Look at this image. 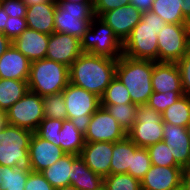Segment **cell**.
Segmentation results:
<instances>
[{"mask_svg": "<svg viewBox=\"0 0 190 190\" xmlns=\"http://www.w3.org/2000/svg\"><path fill=\"white\" fill-rule=\"evenodd\" d=\"M67 111V120H70L76 128L86 133L92 114L101 106L100 97L69 83L62 91Z\"/></svg>", "mask_w": 190, "mask_h": 190, "instance_id": "6", "label": "cell"}, {"mask_svg": "<svg viewBox=\"0 0 190 190\" xmlns=\"http://www.w3.org/2000/svg\"><path fill=\"white\" fill-rule=\"evenodd\" d=\"M127 136L125 130L109 111L100 106L93 114L84 134L85 142H110L114 143Z\"/></svg>", "mask_w": 190, "mask_h": 190, "instance_id": "12", "label": "cell"}, {"mask_svg": "<svg viewBox=\"0 0 190 190\" xmlns=\"http://www.w3.org/2000/svg\"><path fill=\"white\" fill-rule=\"evenodd\" d=\"M95 18L96 16L94 20H91L89 29L80 39L82 52L118 59L123 55V42L116 36L113 29L100 17H97L100 23V30L97 33H92V27L96 25L94 24L96 22Z\"/></svg>", "mask_w": 190, "mask_h": 190, "instance_id": "10", "label": "cell"}, {"mask_svg": "<svg viewBox=\"0 0 190 190\" xmlns=\"http://www.w3.org/2000/svg\"><path fill=\"white\" fill-rule=\"evenodd\" d=\"M163 141L168 145L175 162L182 169L190 167V139L186 127L164 122Z\"/></svg>", "mask_w": 190, "mask_h": 190, "instance_id": "16", "label": "cell"}, {"mask_svg": "<svg viewBox=\"0 0 190 190\" xmlns=\"http://www.w3.org/2000/svg\"><path fill=\"white\" fill-rule=\"evenodd\" d=\"M27 28L26 17H8L3 34L13 41Z\"/></svg>", "mask_w": 190, "mask_h": 190, "instance_id": "39", "label": "cell"}, {"mask_svg": "<svg viewBox=\"0 0 190 190\" xmlns=\"http://www.w3.org/2000/svg\"><path fill=\"white\" fill-rule=\"evenodd\" d=\"M57 2H93V0H56Z\"/></svg>", "mask_w": 190, "mask_h": 190, "instance_id": "51", "label": "cell"}, {"mask_svg": "<svg viewBox=\"0 0 190 190\" xmlns=\"http://www.w3.org/2000/svg\"><path fill=\"white\" fill-rule=\"evenodd\" d=\"M0 5L9 17H26L27 7L22 0H0Z\"/></svg>", "mask_w": 190, "mask_h": 190, "instance_id": "43", "label": "cell"}, {"mask_svg": "<svg viewBox=\"0 0 190 190\" xmlns=\"http://www.w3.org/2000/svg\"><path fill=\"white\" fill-rule=\"evenodd\" d=\"M7 124L6 112L0 110V132L4 129Z\"/></svg>", "mask_w": 190, "mask_h": 190, "instance_id": "50", "label": "cell"}, {"mask_svg": "<svg viewBox=\"0 0 190 190\" xmlns=\"http://www.w3.org/2000/svg\"><path fill=\"white\" fill-rule=\"evenodd\" d=\"M63 120L44 118L36 129L35 133L45 140L58 146L59 132L62 129Z\"/></svg>", "mask_w": 190, "mask_h": 190, "instance_id": "37", "label": "cell"}, {"mask_svg": "<svg viewBox=\"0 0 190 190\" xmlns=\"http://www.w3.org/2000/svg\"><path fill=\"white\" fill-rule=\"evenodd\" d=\"M72 154H64L57 162L40 173L55 188L70 185Z\"/></svg>", "mask_w": 190, "mask_h": 190, "instance_id": "25", "label": "cell"}, {"mask_svg": "<svg viewBox=\"0 0 190 190\" xmlns=\"http://www.w3.org/2000/svg\"><path fill=\"white\" fill-rule=\"evenodd\" d=\"M112 151L113 143L85 142L80 157L93 172L105 178L110 175Z\"/></svg>", "mask_w": 190, "mask_h": 190, "instance_id": "18", "label": "cell"}, {"mask_svg": "<svg viewBox=\"0 0 190 190\" xmlns=\"http://www.w3.org/2000/svg\"><path fill=\"white\" fill-rule=\"evenodd\" d=\"M176 65L180 71L184 94L190 96V51L176 62Z\"/></svg>", "mask_w": 190, "mask_h": 190, "instance_id": "40", "label": "cell"}, {"mask_svg": "<svg viewBox=\"0 0 190 190\" xmlns=\"http://www.w3.org/2000/svg\"><path fill=\"white\" fill-rule=\"evenodd\" d=\"M32 134L30 130L7 123L0 132V165L13 168L28 166Z\"/></svg>", "mask_w": 190, "mask_h": 190, "instance_id": "7", "label": "cell"}, {"mask_svg": "<svg viewBox=\"0 0 190 190\" xmlns=\"http://www.w3.org/2000/svg\"><path fill=\"white\" fill-rule=\"evenodd\" d=\"M27 82L29 91L42 97L61 93L70 83L69 67L47 58L33 61Z\"/></svg>", "mask_w": 190, "mask_h": 190, "instance_id": "4", "label": "cell"}, {"mask_svg": "<svg viewBox=\"0 0 190 190\" xmlns=\"http://www.w3.org/2000/svg\"><path fill=\"white\" fill-rule=\"evenodd\" d=\"M64 154L65 152L61 147L40 138L34 132L29 143L28 167L31 171L41 172L57 162Z\"/></svg>", "mask_w": 190, "mask_h": 190, "instance_id": "14", "label": "cell"}, {"mask_svg": "<svg viewBox=\"0 0 190 190\" xmlns=\"http://www.w3.org/2000/svg\"><path fill=\"white\" fill-rule=\"evenodd\" d=\"M103 187L105 190H141V182L127 173L110 174L104 178Z\"/></svg>", "mask_w": 190, "mask_h": 190, "instance_id": "34", "label": "cell"}, {"mask_svg": "<svg viewBox=\"0 0 190 190\" xmlns=\"http://www.w3.org/2000/svg\"><path fill=\"white\" fill-rule=\"evenodd\" d=\"M22 1L26 4V7L34 6L35 4H40V3L57 2L56 0H22Z\"/></svg>", "mask_w": 190, "mask_h": 190, "instance_id": "49", "label": "cell"}, {"mask_svg": "<svg viewBox=\"0 0 190 190\" xmlns=\"http://www.w3.org/2000/svg\"><path fill=\"white\" fill-rule=\"evenodd\" d=\"M136 146L127 136L113 143L110 174L128 173L129 168H132V155Z\"/></svg>", "mask_w": 190, "mask_h": 190, "instance_id": "24", "label": "cell"}, {"mask_svg": "<svg viewBox=\"0 0 190 190\" xmlns=\"http://www.w3.org/2000/svg\"><path fill=\"white\" fill-rule=\"evenodd\" d=\"M29 172L28 166L13 168L1 165V190H25Z\"/></svg>", "mask_w": 190, "mask_h": 190, "instance_id": "30", "label": "cell"}, {"mask_svg": "<svg viewBox=\"0 0 190 190\" xmlns=\"http://www.w3.org/2000/svg\"><path fill=\"white\" fill-rule=\"evenodd\" d=\"M84 144V134L70 120H63L62 129L58 137V146L66 154L80 155Z\"/></svg>", "mask_w": 190, "mask_h": 190, "instance_id": "27", "label": "cell"}, {"mask_svg": "<svg viewBox=\"0 0 190 190\" xmlns=\"http://www.w3.org/2000/svg\"><path fill=\"white\" fill-rule=\"evenodd\" d=\"M43 110L42 96L28 91L6 111L7 123L34 133L45 118Z\"/></svg>", "mask_w": 190, "mask_h": 190, "instance_id": "11", "label": "cell"}, {"mask_svg": "<svg viewBox=\"0 0 190 190\" xmlns=\"http://www.w3.org/2000/svg\"><path fill=\"white\" fill-rule=\"evenodd\" d=\"M42 100L45 118L67 120V111L62 92L45 95Z\"/></svg>", "mask_w": 190, "mask_h": 190, "instance_id": "33", "label": "cell"}, {"mask_svg": "<svg viewBox=\"0 0 190 190\" xmlns=\"http://www.w3.org/2000/svg\"><path fill=\"white\" fill-rule=\"evenodd\" d=\"M82 53L81 41L78 37L59 32L49 35L45 58L70 67Z\"/></svg>", "mask_w": 190, "mask_h": 190, "instance_id": "13", "label": "cell"}, {"mask_svg": "<svg viewBox=\"0 0 190 190\" xmlns=\"http://www.w3.org/2000/svg\"><path fill=\"white\" fill-rule=\"evenodd\" d=\"M154 0H130V4L140 12L151 11Z\"/></svg>", "mask_w": 190, "mask_h": 190, "instance_id": "44", "label": "cell"}, {"mask_svg": "<svg viewBox=\"0 0 190 190\" xmlns=\"http://www.w3.org/2000/svg\"><path fill=\"white\" fill-rule=\"evenodd\" d=\"M181 190H190V167L182 170Z\"/></svg>", "mask_w": 190, "mask_h": 190, "instance_id": "45", "label": "cell"}, {"mask_svg": "<svg viewBox=\"0 0 190 190\" xmlns=\"http://www.w3.org/2000/svg\"><path fill=\"white\" fill-rule=\"evenodd\" d=\"M93 2H57L55 32L81 39L94 19Z\"/></svg>", "mask_w": 190, "mask_h": 190, "instance_id": "5", "label": "cell"}, {"mask_svg": "<svg viewBox=\"0 0 190 190\" xmlns=\"http://www.w3.org/2000/svg\"><path fill=\"white\" fill-rule=\"evenodd\" d=\"M186 129H187V133H188V136H189V139H190V121L187 124Z\"/></svg>", "mask_w": 190, "mask_h": 190, "instance_id": "53", "label": "cell"}, {"mask_svg": "<svg viewBox=\"0 0 190 190\" xmlns=\"http://www.w3.org/2000/svg\"><path fill=\"white\" fill-rule=\"evenodd\" d=\"M130 4V0H93V10L96 17L105 12Z\"/></svg>", "mask_w": 190, "mask_h": 190, "instance_id": "42", "label": "cell"}, {"mask_svg": "<svg viewBox=\"0 0 190 190\" xmlns=\"http://www.w3.org/2000/svg\"><path fill=\"white\" fill-rule=\"evenodd\" d=\"M161 114L163 122L186 127L190 121V96H181Z\"/></svg>", "mask_w": 190, "mask_h": 190, "instance_id": "29", "label": "cell"}, {"mask_svg": "<svg viewBox=\"0 0 190 190\" xmlns=\"http://www.w3.org/2000/svg\"><path fill=\"white\" fill-rule=\"evenodd\" d=\"M2 183V179H1V165H0V185ZM0 190H1V186H0Z\"/></svg>", "mask_w": 190, "mask_h": 190, "instance_id": "54", "label": "cell"}, {"mask_svg": "<svg viewBox=\"0 0 190 190\" xmlns=\"http://www.w3.org/2000/svg\"><path fill=\"white\" fill-rule=\"evenodd\" d=\"M158 62L176 63L190 51L189 24H165L158 32Z\"/></svg>", "mask_w": 190, "mask_h": 190, "instance_id": "9", "label": "cell"}, {"mask_svg": "<svg viewBox=\"0 0 190 190\" xmlns=\"http://www.w3.org/2000/svg\"><path fill=\"white\" fill-rule=\"evenodd\" d=\"M150 167L151 160L147 149L136 146L135 153L132 155V168H129L127 174L141 181Z\"/></svg>", "mask_w": 190, "mask_h": 190, "instance_id": "36", "label": "cell"}, {"mask_svg": "<svg viewBox=\"0 0 190 190\" xmlns=\"http://www.w3.org/2000/svg\"><path fill=\"white\" fill-rule=\"evenodd\" d=\"M162 114L147 104L138 105L136 120L127 137L138 147L147 148L163 141Z\"/></svg>", "mask_w": 190, "mask_h": 190, "instance_id": "8", "label": "cell"}, {"mask_svg": "<svg viewBox=\"0 0 190 190\" xmlns=\"http://www.w3.org/2000/svg\"><path fill=\"white\" fill-rule=\"evenodd\" d=\"M101 105H115L132 103L126 86L115 76L102 95Z\"/></svg>", "mask_w": 190, "mask_h": 190, "instance_id": "31", "label": "cell"}, {"mask_svg": "<svg viewBox=\"0 0 190 190\" xmlns=\"http://www.w3.org/2000/svg\"><path fill=\"white\" fill-rule=\"evenodd\" d=\"M151 160V165L156 166H179L171 154L170 148L164 141L150 145L146 148Z\"/></svg>", "mask_w": 190, "mask_h": 190, "instance_id": "35", "label": "cell"}, {"mask_svg": "<svg viewBox=\"0 0 190 190\" xmlns=\"http://www.w3.org/2000/svg\"><path fill=\"white\" fill-rule=\"evenodd\" d=\"M25 190H56L40 172H29Z\"/></svg>", "mask_w": 190, "mask_h": 190, "instance_id": "41", "label": "cell"}, {"mask_svg": "<svg viewBox=\"0 0 190 190\" xmlns=\"http://www.w3.org/2000/svg\"><path fill=\"white\" fill-rule=\"evenodd\" d=\"M31 61L11 45L0 57V78L28 80Z\"/></svg>", "mask_w": 190, "mask_h": 190, "instance_id": "20", "label": "cell"}, {"mask_svg": "<svg viewBox=\"0 0 190 190\" xmlns=\"http://www.w3.org/2000/svg\"><path fill=\"white\" fill-rule=\"evenodd\" d=\"M142 12L131 4L105 12L100 18L110 26L116 36L124 42L131 34L133 28L142 19Z\"/></svg>", "mask_w": 190, "mask_h": 190, "instance_id": "17", "label": "cell"}, {"mask_svg": "<svg viewBox=\"0 0 190 190\" xmlns=\"http://www.w3.org/2000/svg\"><path fill=\"white\" fill-rule=\"evenodd\" d=\"M180 166L151 165L145 176L141 179V190H181Z\"/></svg>", "mask_w": 190, "mask_h": 190, "instance_id": "15", "label": "cell"}, {"mask_svg": "<svg viewBox=\"0 0 190 190\" xmlns=\"http://www.w3.org/2000/svg\"><path fill=\"white\" fill-rule=\"evenodd\" d=\"M56 190H78L76 189L74 186L72 185H68V186H64V187H60V188H57Z\"/></svg>", "mask_w": 190, "mask_h": 190, "instance_id": "52", "label": "cell"}, {"mask_svg": "<svg viewBox=\"0 0 190 190\" xmlns=\"http://www.w3.org/2000/svg\"><path fill=\"white\" fill-rule=\"evenodd\" d=\"M153 92H184L176 63L155 62L152 73Z\"/></svg>", "mask_w": 190, "mask_h": 190, "instance_id": "21", "label": "cell"}, {"mask_svg": "<svg viewBox=\"0 0 190 190\" xmlns=\"http://www.w3.org/2000/svg\"><path fill=\"white\" fill-rule=\"evenodd\" d=\"M182 13L184 18L190 22V0H183Z\"/></svg>", "mask_w": 190, "mask_h": 190, "instance_id": "48", "label": "cell"}, {"mask_svg": "<svg viewBox=\"0 0 190 190\" xmlns=\"http://www.w3.org/2000/svg\"><path fill=\"white\" fill-rule=\"evenodd\" d=\"M183 0H154L151 11L166 24H189L182 13Z\"/></svg>", "mask_w": 190, "mask_h": 190, "instance_id": "28", "label": "cell"}, {"mask_svg": "<svg viewBox=\"0 0 190 190\" xmlns=\"http://www.w3.org/2000/svg\"><path fill=\"white\" fill-rule=\"evenodd\" d=\"M8 17L6 11L0 5V33H3Z\"/></svg>", "mask_w": 190, "mask_h": 190, "instance_id": "47", "label": "cell"}, {"mask_svg": "<svg viewBox=\"0 0 190 190\" xmlns=\"http://www.w3.org/2000/svg\"><path fill=\"white\" fill-rule=\"evenodd\" d=\"M166 22L152 11L144 12L142 19L123 42V55L158 62V32Z\"/></svg>", "mask_w": 190, "mask_h": 190, "instance_id": "2", "label": "cell"}, {"mask_svg": "<svg viewBox=\"0 0 190 190\" xmlns=\"http://www.w3.org/2000/svg\"><path fill=\"white\" fill-rule=\"evenodd\" d=\"M12 45V41L3 33H0V57Z\"/></svg>", "mask_w": 190, "mask_h": 190, "instance_id": "46", "label": "cell"}, {"mask_svg": "<svg viewBox=\"0 0 190 190\" xmlns=\"http://www.w3.org/2000/svg\"><path fill=\"white\" fill-rule=\"evenodd\" d=\"M117 59L83 52L69 67L70 83L102 97L115 77Z\"/></svg>", "mask_w": 190, "mask_h": 190, "instance_id": "1", "label": "cell"}, {"mask_svg": "<svg viewBox=\"0 0 190 190\" xmlns=\"http://www.w3.org/2000/svg\"><path fill=\"white\" fill-rule=\"evenodd\" d=\"M27 81L0 78V110L6 112L29 91Z\"/></svg>", "mask_w": 190, "mask_h": 190, "instance_id": "26", "label": "cell"}, {"mask_svg": "<svg viewBox=\"0 0 190 190\" xmlns=\"http://www.w3.org/2000/svg\"><path fill=\"white\" fill-rule=\"evenodd\" d=\"M56 5L57 2H47L27 7L26 22L28 29L49 35L54 33Z\"/></svg>", "mask_w": 190, "mask_h": 190, "instance_id": "22", "label": "cell"}, {"mask_svg": "<svg viewBox=\"0 0 190 190\" xmlns=\"http://www.w3.org/2000/svg\"><path fill=\"white\" fill-rule=\"evenodd\" d=\"M101 106L109 111L126 133L133 127L136 120L137 104L128 103Z\"/></svg>", "mask_w": 190, "mask_h": 190, "instance_id": "32", "label": "cell"}, {"mask_svg": "<svg viewBox=\"0 0 190 190\" xmlns=\"http://www.w3.org/2000/svg\"><path fill=\"white\" fill-rule=\"evenodd\" d=\"M183 95H185L184 92H153L149 97L147 105L157 112L162 113Z\"/></svg>", "mask_w": 190, "mask_h": 190, "instance_id": "38", "label": "cell"}, {"mask_svg": "<svg viewBox=\"0 0 190 190\" xmlns=\"http://www.w3.org/2000/svg\"><path fill=\"white\" fill-rule=\"evenodd\" d=\"M48 42L49 34L27 28L12 41V45L33 62L45 58Z\"/></svg>", "mask_w": 190, "mask_h": 190, "instance_id": "19", "label": "cell"}, {"mask_svg": "<svg viewBox=\"0 0 190 190\" xmlns=\"http://www.w3.org/2000/svg\"><path fill=\"white\" fill-rule=\"evenodd\" d=\"M72 172L70 185L78 190H100L104 185V178L93 172L80 155L72 154Z\"/></svg>", "mask_w": 190, "mask_h": 190, "instance_id": "23", "label": "cell"}, {"mask_svg": "<svg viewBox=\"0 0 190 190\" xmlns=\"http://www.w3.org/2000/svg\"><path fill=\"white\" fill-rule=\"evenodd\" d=\"M154 61L133 59L122 55L117 59L115 76L126 86L132 103L147 104L153 93L152 73Z\"/></svg>", "mask_w": 190, "mask_h": 190, "instance_id": "3", "label": "cell"}]
</instances>
